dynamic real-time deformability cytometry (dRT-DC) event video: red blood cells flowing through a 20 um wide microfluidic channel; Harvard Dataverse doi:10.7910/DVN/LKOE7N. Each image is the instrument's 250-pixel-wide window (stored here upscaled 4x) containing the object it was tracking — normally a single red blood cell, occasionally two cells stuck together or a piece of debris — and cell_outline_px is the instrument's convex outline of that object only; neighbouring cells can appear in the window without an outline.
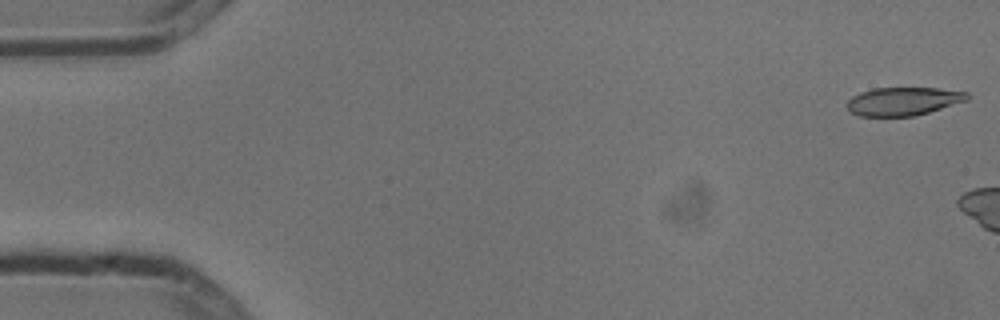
{"species": "common noctule bat (a hibernating species)", "species_latin": "Nyctalus noctula", "temperature_condition": "cold", "stored_images_in_passage": 3, "camera_frame_rate_fps": 3000, "um_per_image_px": 0.085, "animal": {"sex": "male", "body_mass_g": 13.3}, "frame": {"image": 1, "passage_image": 1, "time_ms": 0.0, "image_size_px": [1000, 320], "cell_outline_px": [[968, 100], [928, 112], [912, 116], [860, 116], [852, 112], [848, 108], [848, 100], [852, 96], [860, 92], [872, 88], [936, 88], [968, 92]], "centroid_in_image_um": [76.77, 8.6], "position_along_channel_um": 8.2, "area_um2": 19.59}}